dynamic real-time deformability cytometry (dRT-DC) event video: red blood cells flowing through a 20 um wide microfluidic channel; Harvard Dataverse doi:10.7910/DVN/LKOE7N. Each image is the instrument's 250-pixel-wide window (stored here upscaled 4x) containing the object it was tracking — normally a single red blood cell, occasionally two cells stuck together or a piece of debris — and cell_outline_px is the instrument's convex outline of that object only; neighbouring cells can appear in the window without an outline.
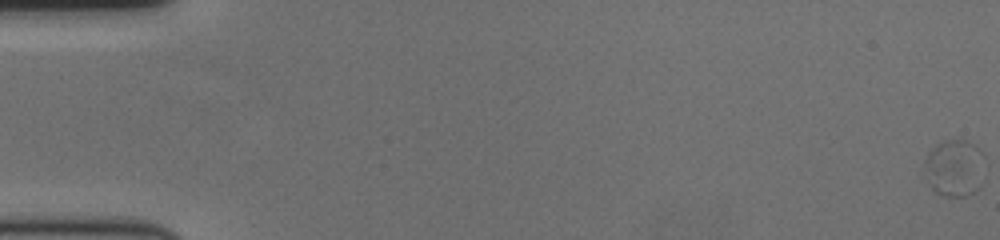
{"species": "human", "species_latin": "Homo sapiens", "temperature_condition": "cold", "stored_images_in_passage": 62, "camera_frame_rate_fps": 3000, "um_per_image_px": 0.085, "donor": {"sex": "female"}, "frame": {"image": 1, "passage_image": 1, "time_ms": 0.0, "image_size_px": [1000, 240], "cell_outline_px": [[984, 180], [980, 188], [976, 192], [968, 196], [948, 196], [936, 192], [932, 188], [924, 176], [924, 160], [928, 152], [936, 144], [944, 140], [960, 136], [968, 140], [984, 156]], "centroid_in_image_um": [81.15, 14.25], "position_along_channel_um": 3.8, "area_um2": 20.87}}
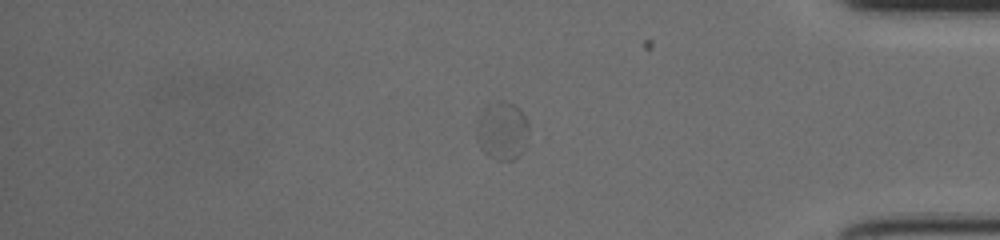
{"frame": {"image": 2, "passage_image": 53, "time_ms": 17.333, "image_size_px": [1000, 240], "cell_outline_px": [[528, 132], [520, 152], [512, 160], [496, 160], [488, 156], [480, 148], [476, 136], [476, 124], [484, 108], [500, 100], [504, 100], [520, 108], [528, 120]], "centroid_in_image_um": [42.66, 11.1], "position_along_channel_um": 392.5, "area_um2": 17.51}}
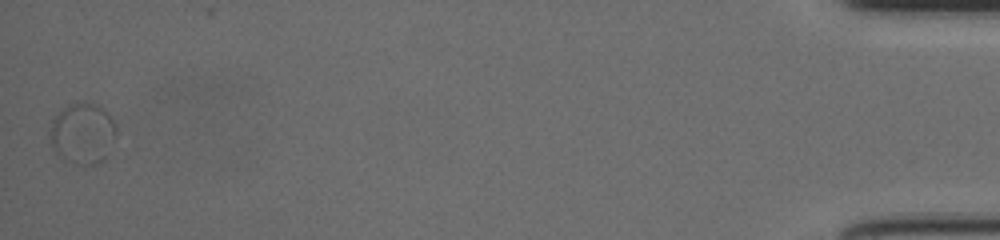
{"frame": {"image": 3, "passage_image": 62, "time_ms": 20.333, "image_size_px": [1000, 240], "cell_outline_px": [[116, 132], [112, 136], [56, 152], [52, 148], [48, 136], [48, 132], [52, 120], [64, 108], [72, 104], [84, 100], [104, 108], [116, 120]], "centroid_in_image_um": [6.84, 10.7], "position_along_channel_um": 428.4, "area_um2": 17.17}}